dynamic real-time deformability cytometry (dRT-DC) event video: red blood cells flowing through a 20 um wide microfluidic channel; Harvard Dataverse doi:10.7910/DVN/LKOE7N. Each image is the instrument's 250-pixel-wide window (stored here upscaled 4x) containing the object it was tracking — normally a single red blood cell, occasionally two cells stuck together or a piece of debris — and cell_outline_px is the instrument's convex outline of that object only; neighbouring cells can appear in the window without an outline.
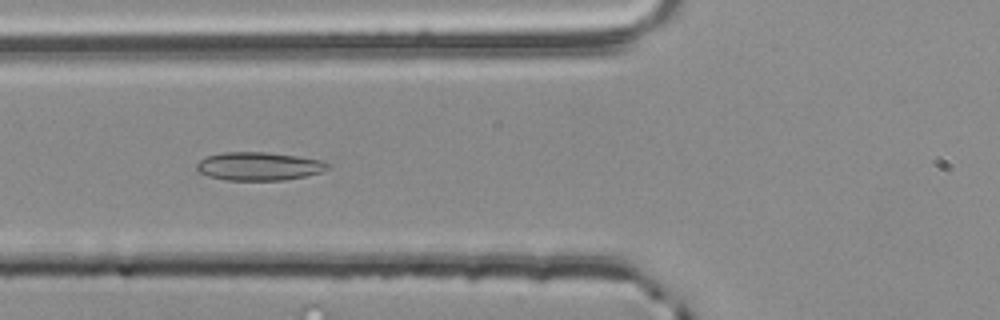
{"species": "common noctule bat (a hibernating species)", "species_latin": "Nyctalus noctula", "temperature_condition": "room temperature", "stored_images_in_passage": 42, "segment_of_instrument_passage": [1, 2], "camera_frame_rate_fps": 3000, "um_per_image_px": 0.085, "animal": {"sex": "male", "body_mass_g": 20.4}, "frame": {"image": 1, "passage_image": 7, "time_ms": 2.0, "image_size_px": [1000, 320], "cell_outline_px": [[328, 168], [320, 172], [304, 176], [284, 180], [224, 180], [208, 176], [200, 172], [196, 168], [196, 164], [200, 160], [208, 156], [224, 152], [264, 152], [300, 156], [324, 160], [328, 164]], "centroid_in_image_um": [22.01, 14.13], "position_along_channel_um": 103.8, "area_um2": 21.56}}
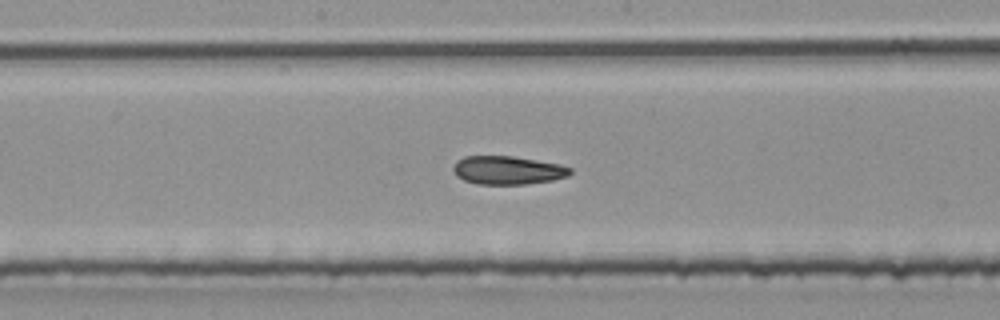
{"frame": {"image": 2, "passage_image": 15, "time_ms": 4.667, "image_size_px": [1000, 320], "cell_outline_px": [[572, 172], [568, 176], [552, 180], [524, 184], [476, 184], [464, 180], [456, 176], [452, 168], [456, 160], [464, 156], [512, 156], [560, 164], [572, 168]], "centroid_in_image_um": [43.13, 14.46], "position_along_channel_um": 205.1, "area_um2": 19.42}}
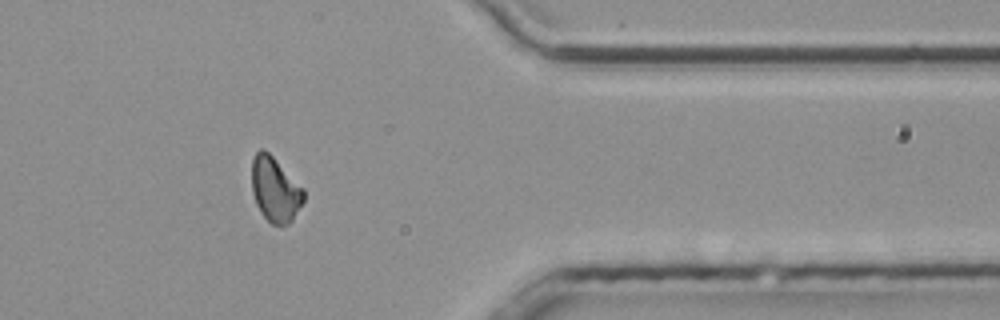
{"frame": {"image": 3, "passage_image": 31, "time_ms": 10.0, "image_size_px": [1000, 320], "cell_outline_px": [[304, 200], [292, 220], [288, 224], [272, 224], [260, 212], [252, 192], [252, 160], [256, 152], [260, 148], [264, 148], [304, 188]], "centroid_in_image_um": [23.38, 16.09], "position_along_channel_um": 388.0, "area_um2": 19.42}}